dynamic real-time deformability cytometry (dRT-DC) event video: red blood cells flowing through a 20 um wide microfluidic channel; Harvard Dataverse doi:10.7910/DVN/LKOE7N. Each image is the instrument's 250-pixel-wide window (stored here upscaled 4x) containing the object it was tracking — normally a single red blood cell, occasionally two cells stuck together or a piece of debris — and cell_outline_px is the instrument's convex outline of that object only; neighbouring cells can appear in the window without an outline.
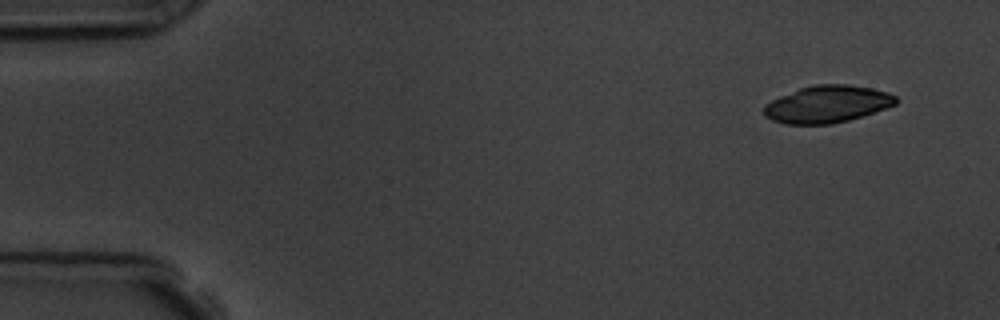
{"species": "common noctule bat (a hibernating species)", "species_latin": "Nyctalus noctula", "temperature_condition": "room temperature", "stored_images_in_passage": 4, "camera_frame_rate_fps": 3000, "um_per_image_px": 0.085, "animal": {"sex": "male", "body_mass_g": 19.5, "forearm_length_mm": 54.6}, "frame": {"image": 1, "passage_image": 1, "time_ms": 0.0, "image_size_px": [1000, 320], "cell_outline_px": [[896, 104], [888, 108], [848, 120], [832, 124], [784, 124], [772, 120], [764, 116], [764, 104], [780, 96], [800, 88], [816, 84], [848, 84], [872, 88], [888, 92], [896, 96]], "centroid_in_image_um": [70.32, 8.85], "position_along_channel_um": 14.7, "area_um2": 28.61}}